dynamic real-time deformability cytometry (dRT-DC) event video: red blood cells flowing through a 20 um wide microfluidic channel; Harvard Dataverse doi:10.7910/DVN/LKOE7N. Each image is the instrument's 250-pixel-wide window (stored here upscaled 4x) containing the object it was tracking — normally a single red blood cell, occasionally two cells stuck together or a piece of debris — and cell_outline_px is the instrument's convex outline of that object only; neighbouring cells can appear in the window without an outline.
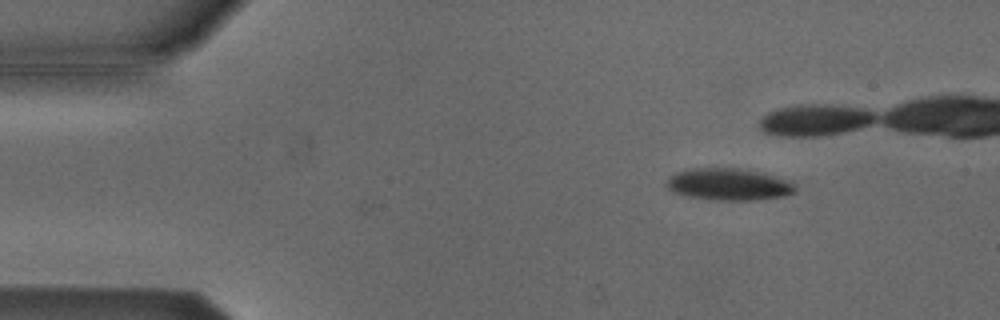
{"species": "Egyptian fruit bat (a non-hibernating species)", "species_latin": "Rousettus aegyptiacus", "temperature_condition": "cold", "stored_images_in_passage": 5, "camera_frame_rate_fps": 3000, "um_per_image_px": 0.085, "animal": {"sex": "male"}, "frame": {"image": 1, "passage_image": 1, "time_ms": 0.0, "image_size_px": [1000, 320], "cell_outline_px": [[796, 192], [784, 196], [752, 200], [712, 200], [688, 196], [672, 192], [664, 184], [676, 172], [692, 168], [748, 168], [764, 172], [788, 180], [796, 188]], "centroid_in_image_um": [61.95, 15.66], "position_along_channel_um": 23.0, "area_um2": 24.16}}